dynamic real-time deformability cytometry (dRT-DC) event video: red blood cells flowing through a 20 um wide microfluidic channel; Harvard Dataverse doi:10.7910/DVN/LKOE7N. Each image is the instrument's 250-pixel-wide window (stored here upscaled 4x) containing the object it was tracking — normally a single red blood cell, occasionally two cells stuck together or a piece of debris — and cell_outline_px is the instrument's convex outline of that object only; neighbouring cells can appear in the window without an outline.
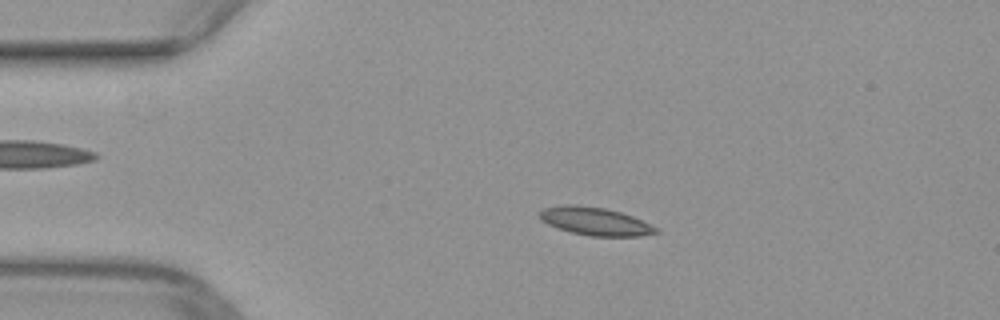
{"species": "common noctule bat (a hibernating species)", "species_latin": "Nyctalus noctula", "temperature_condition": "warm", "stored_images_in_passage": 50, "camera_frame_rate_fps": 3000, "um_per_image_px": 0.085, "animal": {"sex": "female", "body_mass_g": 29.2, "forearm_length_mm": 56.3}, "frame": {"image": 1, "passage_image": 10, "time_ms": 3.0, "image_size_px": [1000, 320], "cell_outline_px": [[660, 232], [640, 236], [592, 236], [572, 232], [556, 228], [540, 220], [536, 212], [544, 208], [564, 204], [576, 204], [604, 208], [620, 212], [632, 216], [660, 228]], "centroid_in_image_um": [50.56, 18.8], "position_along_channel_um": 34.4, "area_um2": 19.19}}
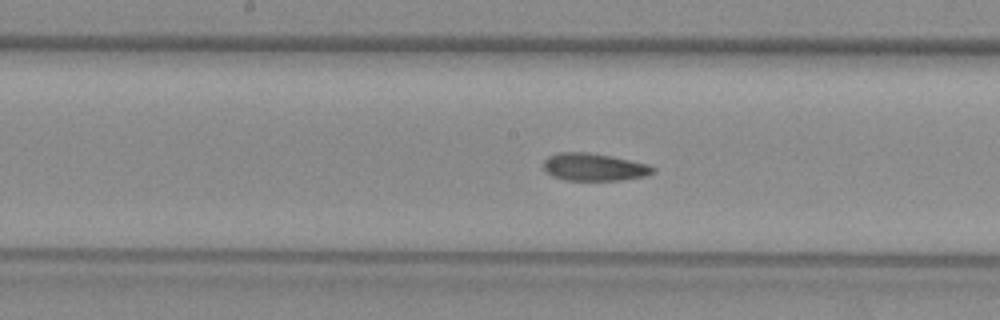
{"frame": {"image": 2, "passage_image": 25, "time_ms": 8.0, "image_size_px": [1000, 320], "cell_outline_px": [[656, 172], [648, 176], [620, 180], [564, 180], [552, 176], [544, 168], [544, 160], [548, 156], [556, 152], [588, 152], [612, 156], [648, 164], [656, 168]], "centroid_in_image_um": [50.53, 14.2], "position_along_channel_um": 197.7, "area_um2": 17.74}}
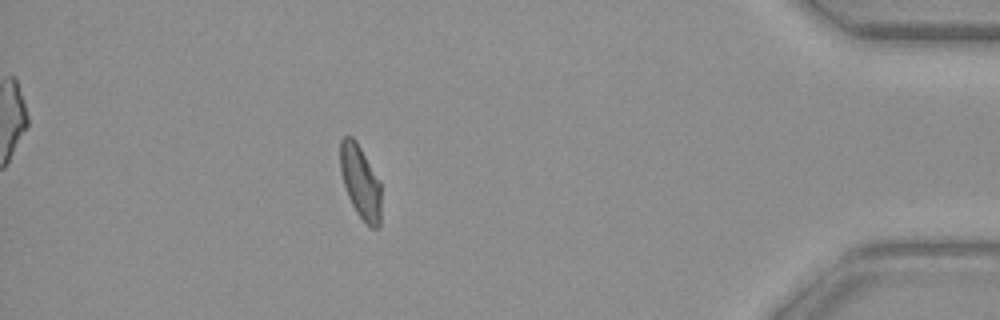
{"frame": {"image": 3, "passage_image": 44, "time_ms": 14.333, "image_size_px": [1000, 320], "cell_outline_px": [[380, 228], [372, 228], [356, 212], [348, 196], [340, 172], [340, 140], [344, 136], [352, 136], [356, 140], [380, 180]], "centroid_in_image_um": [30.63, 15.43], "position_along_channel_um": 404.6, "area_um2": 17.46}}